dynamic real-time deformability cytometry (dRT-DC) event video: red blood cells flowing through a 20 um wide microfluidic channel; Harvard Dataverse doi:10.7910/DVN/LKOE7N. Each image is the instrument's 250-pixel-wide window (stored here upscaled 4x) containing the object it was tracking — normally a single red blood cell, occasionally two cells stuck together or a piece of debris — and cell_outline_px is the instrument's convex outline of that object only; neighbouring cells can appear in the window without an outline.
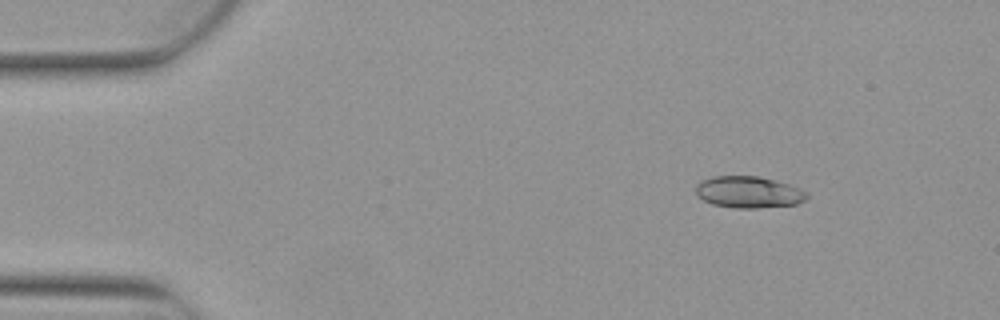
{"species": "Egyptian fruit bat (a non-hibernating species)", "species_latin": "Rousettus aegyptiacus", "temperature_condition": "warm", "stored_images_in_passage": 4, "camera_frame_rate_fps": 3000, "um_per_image_px": 0.085, "animal": {"sex": "female"}, "frame": {"image": 1, "passage_image": 1, "time_ms": 0.0, "image_size_px": [1000, 320], "cell_outline_px": [[808, 196], [804, 200], [796, 204], [756, 208], [736, 208], [712, 204], [696, 196], [696, 184], [700, 180], [712, 176], [756, 176], [776, 180], [800, 188], [808, 192]], "centroid_in_image_um": [63.61, 16.32], "position_along_channel_um": 21.4, "area_um2": 20.58}}
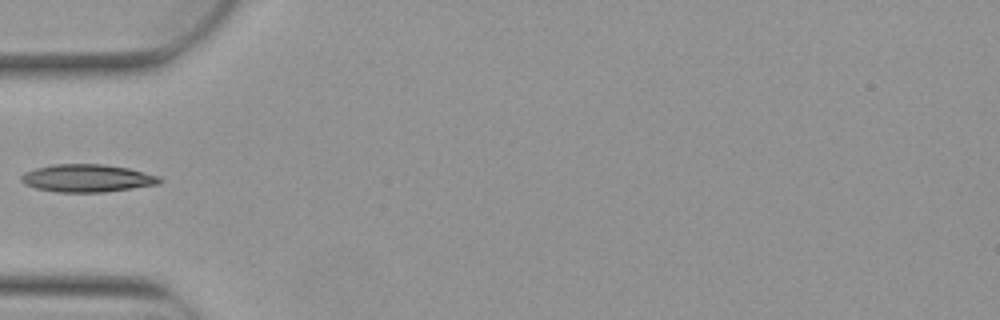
{"frame": {"image": 2, "passage_image": 4, "time_ms": 1.0, "image_size_px": [1000, 320], "cell_outline_px": [[160, 184], [104, 192], [56, 192], [36, 188], [24, 184], [20, 180], [20, 176], [24, 172], [36, 168], [52, 164], [104, 164], [128, 168], [160, 176]], "centroid_in_image_um": [7.38, 15.14], "position_along_channel_um": 77.6, "area_um2": 22.37}}